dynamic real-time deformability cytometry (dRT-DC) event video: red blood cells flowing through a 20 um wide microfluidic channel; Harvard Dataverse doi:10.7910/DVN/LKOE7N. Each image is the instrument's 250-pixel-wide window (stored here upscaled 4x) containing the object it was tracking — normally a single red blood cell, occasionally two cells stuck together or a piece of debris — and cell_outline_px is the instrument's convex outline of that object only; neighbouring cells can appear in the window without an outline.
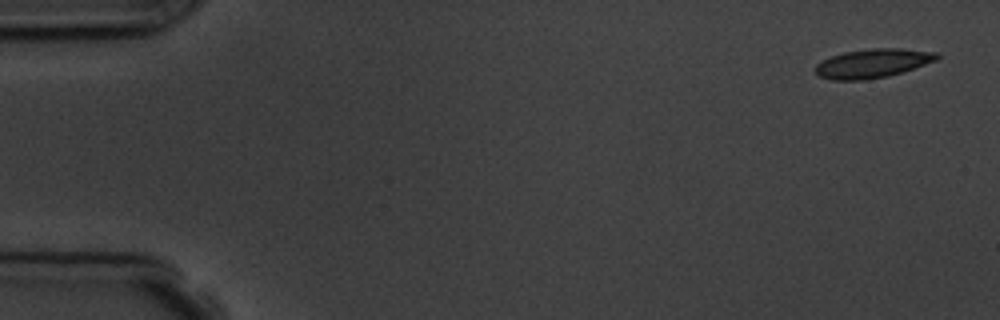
{"species": "common noctule bat (a hibernating species)", "species_latin": "Nyctalus noctula", "temperature_condition": "room temperature", "stored_images_in_passage": 5, "camera_frame_rate_fps": 3000, "um_per_image_px": 0.085, "animal": {"sex": "male", "body_mass_g": 19.5, "forearm_length_mm": 54.6}, "frame": {"image": 1, "passage_image": 1, "time_ms": 0.0, "image_size_px": [1000, 320], "cell_outline_px": [[940, 56], [936, 60], [888, 76], [864, 80], [832, 80], [820, 76], [816, 72], [816, 64], [832, 56], [844, 52], [872, 48], [900, 48], [936, 52]], "centroid_in_image_um": [74.17, 5.38], "position_along_channel_um": 10.8, "area_um2": 20.17}}
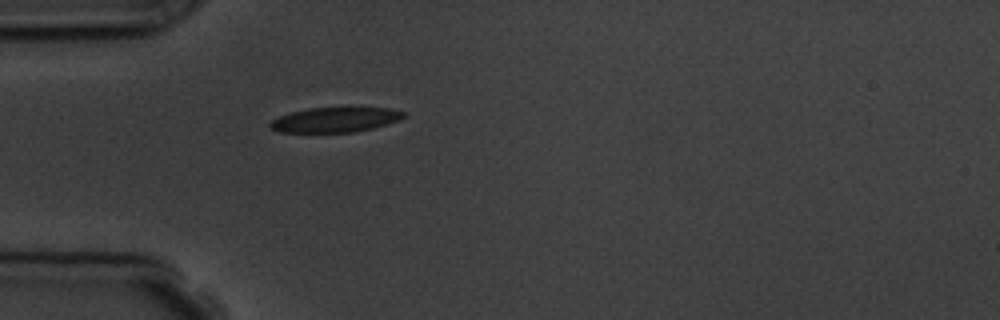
{"frame": {"image": 2, "passage_image": 5, "time_ms": 4.667, "image_size_px": [1000, 320], "cell_outline_px": [[408, 112], [400, 120], [372, 128], [352, 132], [280, 132], [272, 128], [268, 124], [272, 120], [280, 116], [292, 112], [308, 108], [360, 104], [388, 108]], "centroid_in_image_um": [28.59, 10.11], "position_along_channel_um": 56.4, "area_um2": 20.29}}